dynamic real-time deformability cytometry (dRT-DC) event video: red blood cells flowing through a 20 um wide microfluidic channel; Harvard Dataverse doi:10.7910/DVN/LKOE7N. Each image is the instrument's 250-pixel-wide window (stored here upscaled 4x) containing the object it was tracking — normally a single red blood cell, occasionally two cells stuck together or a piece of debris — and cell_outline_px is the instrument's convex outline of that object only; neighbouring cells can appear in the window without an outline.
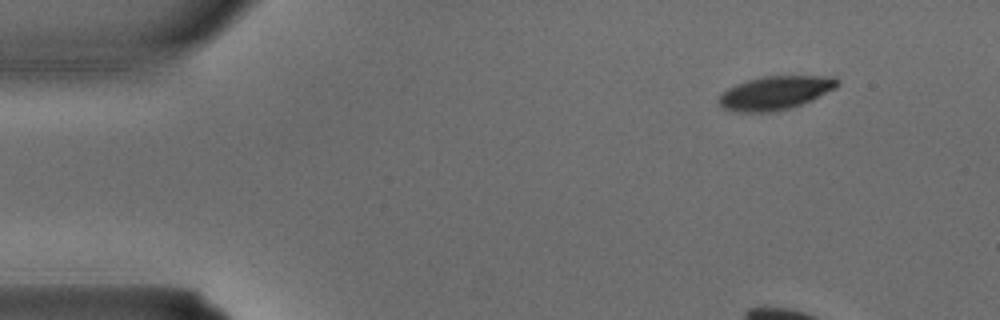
{"species": "common noctule bat (a hibernating species)", "species_latin": "Nyctalus noctula", "temperature_condition": "warm", "stored_images_in_passage": 4, "camera_frame_rate_fps": 3000, "um_per_image_px": 0.085, "animal": {"sex": "male", "body_mass_g": 15.6}, "frame": {"image": 1, "passage_image": 1, "time_ms": 0.0, "image_size_px": [1000, 320], "cell_outline_px": [[840, 84], [836, 88], [812, 100], [792, 108], [776, 112], [736, 112], [720, 108], [720, 96], [728, 88], [736, 84], [748, 80], [764, 76], [836, 76], [840, 80]], "centroid_in_image_um": [65.94, 7.9], "position_along_channel_um": 19.1, "area_um2": 23.41}}